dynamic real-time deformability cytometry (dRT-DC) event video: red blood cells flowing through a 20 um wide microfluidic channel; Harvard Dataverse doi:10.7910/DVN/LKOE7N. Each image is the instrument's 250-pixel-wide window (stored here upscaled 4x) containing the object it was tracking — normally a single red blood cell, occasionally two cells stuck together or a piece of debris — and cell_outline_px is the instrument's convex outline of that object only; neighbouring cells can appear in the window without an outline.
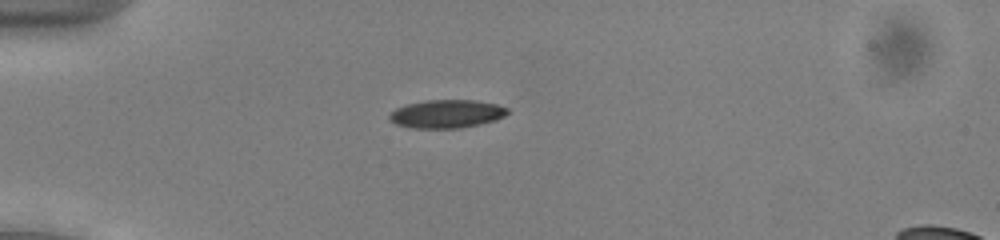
{"species": "common noctule bat (a hibernating species)", "species_latin": "Nyctalus noctula", "temperature_condition": "cold", "stored_images_in_passage": 40, "camera_frame_rate_fps": 3000, "um_per_image_px": 0.085, "animal": {"sex": "male", "body_mass_g": 13.0, "forearm_length_mm": 53.1}, "frame": {"image": 1, "passage_image": 2, "time_ms": 0.333, "image_size_px": [1000, 240], "cell_outline_px": [[512, 112], [496, 120], [480, 124], [460, 128], [412, 128], [396, 124], [388, 120], [388, 116], [396, 108], [404, 104], [428, 100], [476, 100], [496, 104], [508, 108]], "centroid_in_image_um": [37.98, 9.68], "position_along_channel_um": 47.0, "area_um2": 19.65}}
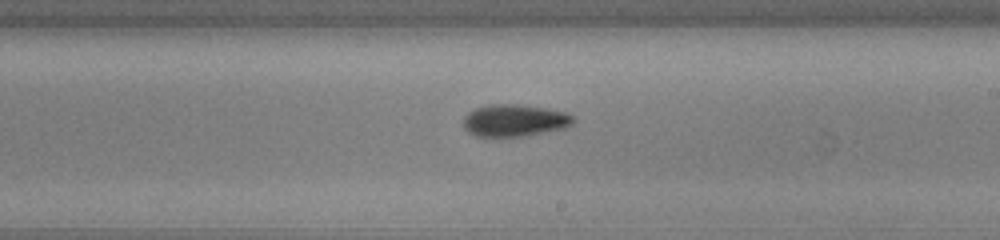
{"frame": {"image": 2, "passage_image": 19, "time_ms": 6.0, "image_size_px": [1000, 240], "cell_outline_px": [[576, 120], [568, 128], [528, 136], [476, 136], [468, 132], [464, 128], [464, 116], [468, 112], [476, 108], [492, 104], [516, 104], [548, 108], [568, 112], [576, 116]], "centroid_in_image_um": [43.83, 10.24], "position_along_channel_um": 245.2, "area_um2": 20.98}}
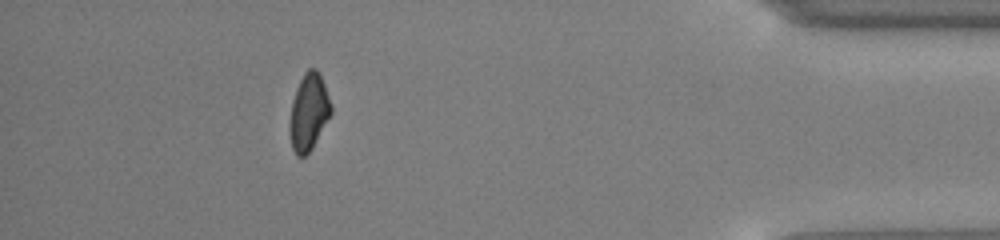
{"frame": {"image": 3, "passage_image": 35, "time_ms": 11.333, "image_size_px": [1000, 240], "cell_outline_px": [[332, 112], [312, 148], [304, 156], [296, 156], [292, 148], [288, 128], [288, 124], [292, 100], [296, 88], [304, 72], [308, 68], [316, 68], [320, 72], [332, 104]], "centroid_in_image_um": [26.23, 9.5], "position_along_channel_um": 409.0, "area_um2": 18.79}, "authors_computed_cell_mechanics": {"area_um2": 19.6809, "velocity_mm_per_s": 3.9451, "shape_relaxation_time_tau1_ms": 3.6009, "shape_relaxation_time_tau2_ms": null, "deformation_change_tau1": 0.1035, "deformation_change_tau2": null}}